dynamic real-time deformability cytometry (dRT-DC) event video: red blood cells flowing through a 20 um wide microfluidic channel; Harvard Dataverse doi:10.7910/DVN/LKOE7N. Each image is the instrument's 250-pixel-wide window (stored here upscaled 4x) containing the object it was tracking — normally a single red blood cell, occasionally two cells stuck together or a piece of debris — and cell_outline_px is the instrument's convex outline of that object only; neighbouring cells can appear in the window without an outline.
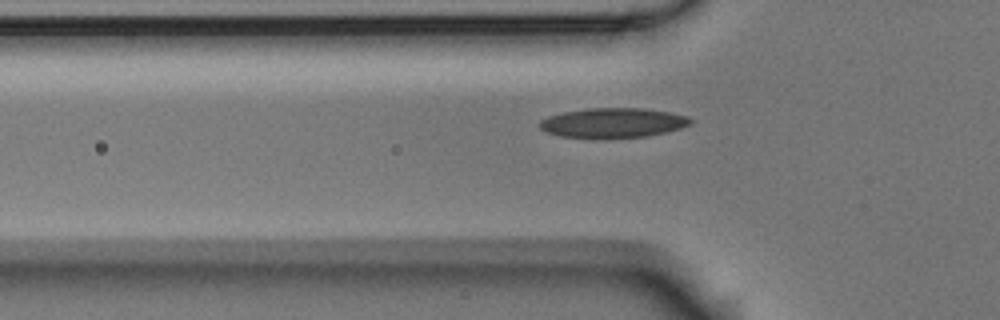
{"species": "Egyptian fruit bat (a non-hibernating species)", "species_latin": "Rousettus aegyptiacus", "temperature_condition": "room temperature", "stored_images_in_passage": 41, "camera_frame_rate_fps": 3000, "um_per_image_px": 0.085, "animal": {"sex": "male"}, "frame": {"image": 1, "passage_image": 9, "time_ms": 2.667, "image_size_px": [1000, 320], "cell_outline_px": [[692, 124], [680, 128], [648, 136], [560, 136], [544, 132], [536, 124], [540, 120], [548, 116], [564, 112], [588, 108], [640, 108], [668, 112], [688, 116], [692, 120]], "centroid_in_image_um": [52.08, 10.41], "position_along_channel_um": 73.7, "area_um2": 25.49}}
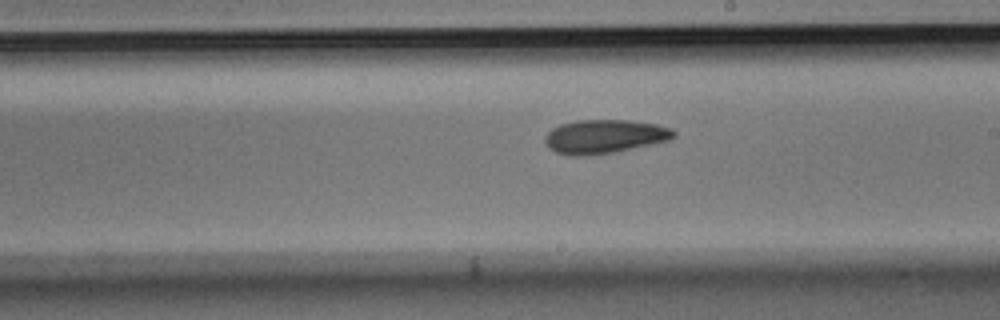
{"frame": {"image": 2, "passage_image": 22, "time_ms": 7.0, "image_size_px": [1000, 320], "cell_outline_px": [[676, 136], [668, 140], [612, 152], [580, 156], [568, 156], [556, 152], [548, 148], [544, 140], [548, 132], [552, 128], [560, 124], [576, 120], [632, 120], [656, 124], [672, 128], [676, 132]], "centroid_in_image_um": [51.36, 11.59], "position_along_channel_um": 237.6, "area_um2": 25.26}}
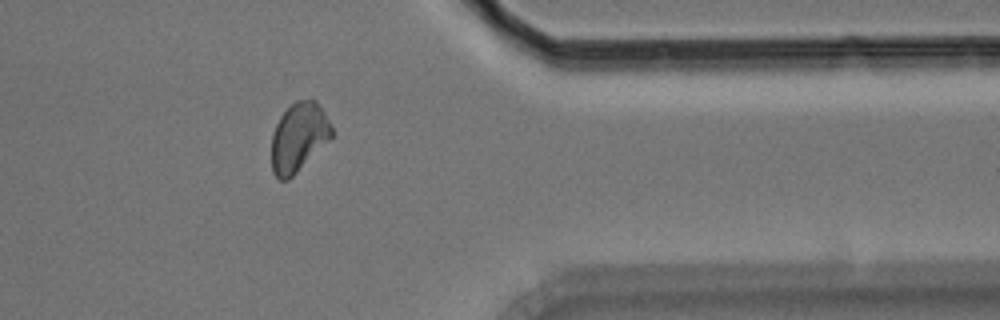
{"frame": {"image": 3, "passage_image": 35, "time_ms": 11.333, "image_size_px": [1000, 320], "cell_outline_px": [[332, 136], [288, 180], [280, 180], [272, 172], [272, 132], [280, 116], [296, 100], [316, 100], [332, 124]], "centroid_in_image_um": [25.37, 11.65], "position_along_channel_um": 386.0, "area_um2": 23.76}}